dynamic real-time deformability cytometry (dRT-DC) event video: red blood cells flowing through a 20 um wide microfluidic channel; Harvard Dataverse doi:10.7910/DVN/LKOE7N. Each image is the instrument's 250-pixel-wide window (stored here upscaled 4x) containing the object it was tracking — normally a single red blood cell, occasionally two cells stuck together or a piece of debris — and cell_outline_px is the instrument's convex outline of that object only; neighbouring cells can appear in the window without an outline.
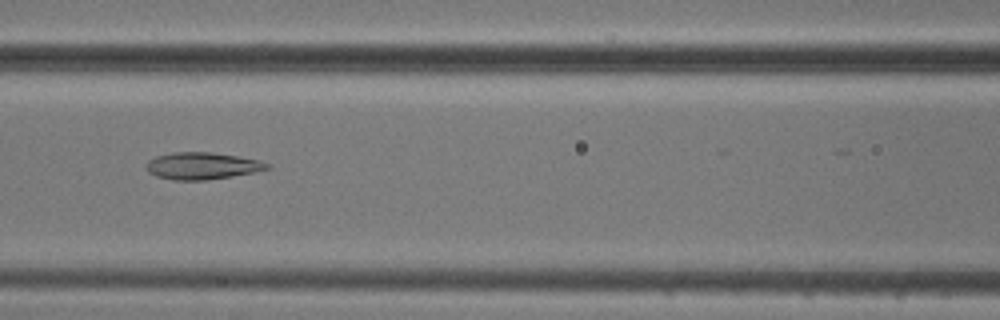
{"species": "common noctule bat (a hibernating species)", "species_latin": "Nyctalus noctula", "temperature_condition": "cold", "stored_images_in_passage": 5, "camera_frame_rate_fps": 3000, "um_per_image_px": 0.085, "animal": {"sex": "male", "body_mass_g": 20.5, "forearm_length_mm": 52.5}, "frame": {"image": 1, "passage_image": 3, "time_ms": 2.333, "image_size_px": [1000, 320], "cell_outline_px": [[272, 168], [232, 176], [204, 180], [172, 180], [156, 176], [148, 172], [148, 160], [156, 156], [172, 152], [212, 152], [236, 156], [256, 160], [272, 164]], "centroid_in_image_um": [17.18, 14.1], "position_along_channel_um": 149.4, "area_um2": 18.84}}
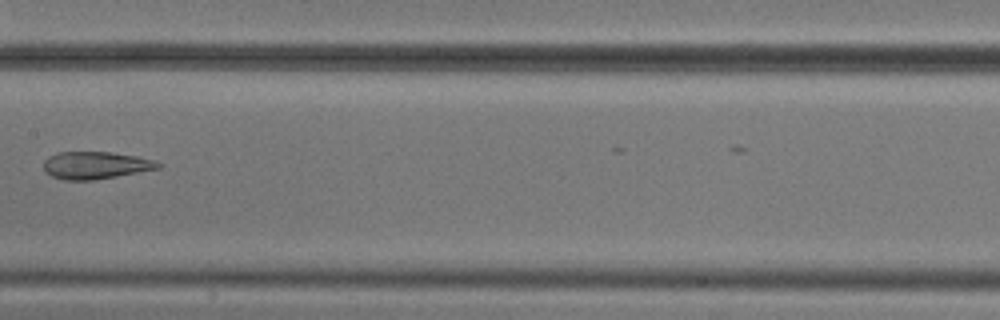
{"frame": {"image": 2, "passage_image": 4, "time_ms": 3.667, "image_size_px": [1000, 320], "cell_outline_px": [[164, 164], [160, 168], [116, 176], [92, 180], [64, 180], [52, 176], [44, 168], [44, 160], [48, 156], [60, 152], [112, 152], [136, 156], [152, 160]], "centroid_in_image_um": [8.13, 14.04], "position_along_channel_um": 199.3, "area_um2": 18.09}}
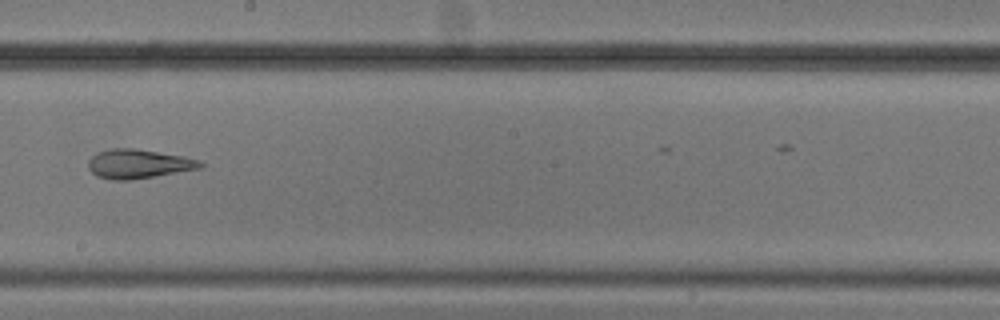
{"frame": {"image": 3, "passage_image": 5, "time_ms": 4.667, "image_size_px": [1000, 320], "cell_outline_px": [[204, 168], [132, 180], [112, 180], [96, 176], [88, 168], [88, 160], [96, 152], [112, 148], [136, 148], [184, 156], [200, 160], [204, 164]], "centroid_in_image_um": [11.79, 13.93], "position_along_channel_um": 236.4, "area_um2": 19.36}}